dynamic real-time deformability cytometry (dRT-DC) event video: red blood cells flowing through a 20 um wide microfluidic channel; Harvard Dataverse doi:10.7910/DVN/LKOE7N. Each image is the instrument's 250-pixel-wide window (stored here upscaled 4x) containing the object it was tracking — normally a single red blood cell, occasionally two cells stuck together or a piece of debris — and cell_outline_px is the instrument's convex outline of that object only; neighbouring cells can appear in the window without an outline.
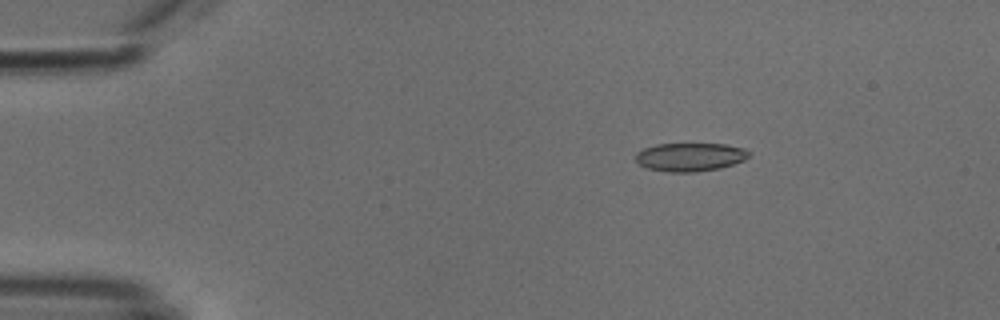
{"species": "common noctule bat (a hibernating species)", "species_latin": "Nyctalus noctula", "temperature_condition": "cold", "stored_images_in_passage": 45, "camera_frame_rate_fps": 3000, "um_per_image_px": 0.085, "animal": {"sex": "male", "body_mass_g": 18.8}, "frame": {"image": 1, "passage_image": 1, "time_ms": 0.0, "image_size_px": [1000, 320], "cell_outline_px": [[752, 152], [744, 160], [720, 168], [696, 172], [668, 172], [648, 168], [640, 164], [636, 160], [636, 152], [644, 148], [656, 144], [728, 144], [744, 148]], "centroid_in_image_um": [58.68, 13.34], "position_along_channel_um": 26.3, "area_um2": 18.79}}
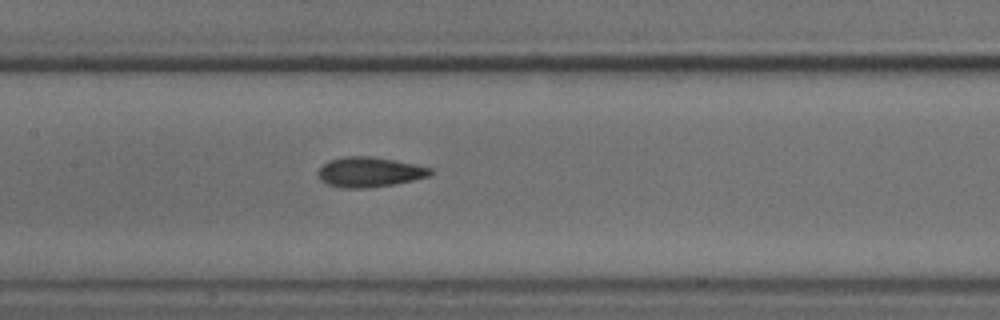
{"frame": {"image": 2, "passage_image": 18, "time_ms": 5.667, "image_size_px": [1000, 320], "cell_outline_px": [[432, 172], [428, 176], [412, 180], [392, 184], [368, 188], [344, 188], [328, 184], [320, 180], [316, 172], [328, 160], [344, 156], [368, 156], [396, 160], [416, 164], [432, 168]], "centroid_in_image_um": [31.38, 14.61], "position_along_channel_um": 176.0, "area_um2": 19.59}}
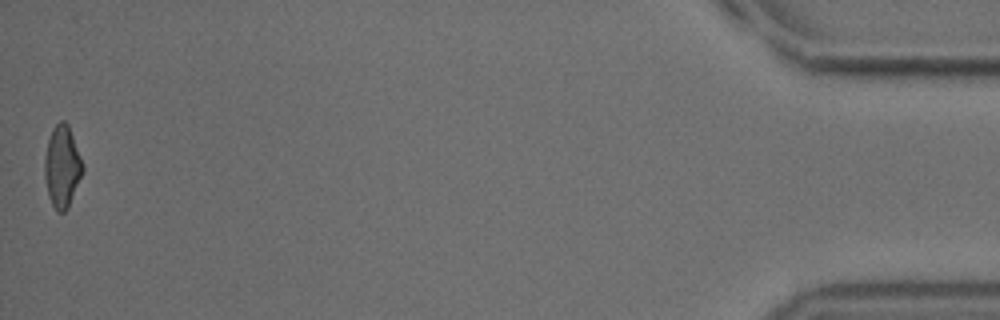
{"frame": {"image": 3, "passage_image": 45, "time_ms": 14.667, "image_size_px": [1000, 320], "cell_outline_px": [[84, 172], [68, 208], [64, 212], [56, 212], [48, 196], [44, 176], [44, 156], [48, 140], [52, 128], [60, 120], [64, 120], [68, 124], [80, 156], [84, 168]], "centroid_in_image_um": [5.27, 14.18], "position_along_channel_um": 429.9, "area_um2": 18.32}, "authors_computed_cell_mechanics": {"area_um2": 19.074, "velocity_mm_per_s": 3.8334, "shape_relaxation_time_tau1_ms": 10.3795, "shape_relaxation_time_tau2_ms": 2.2875, "deformation_change_tau1": 0.1837, "deformation_change_tau2": 0.0624}}